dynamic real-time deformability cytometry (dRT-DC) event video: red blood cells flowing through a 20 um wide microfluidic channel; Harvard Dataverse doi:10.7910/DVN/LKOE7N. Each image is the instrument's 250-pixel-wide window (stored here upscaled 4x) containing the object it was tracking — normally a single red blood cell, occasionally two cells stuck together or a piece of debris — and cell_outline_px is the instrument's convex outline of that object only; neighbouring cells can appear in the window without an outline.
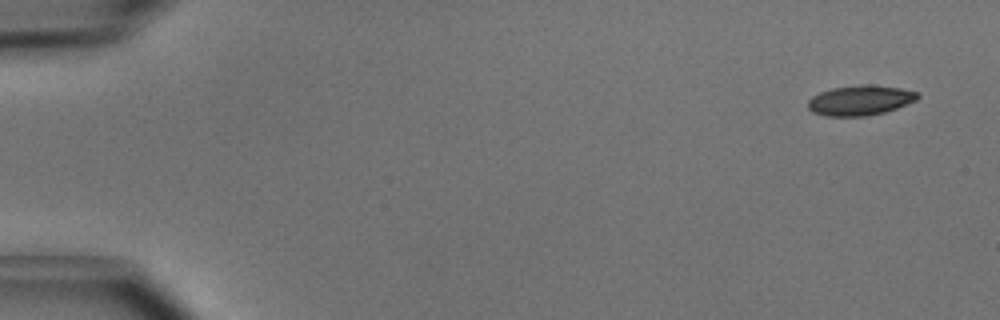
{"species": "common noctule bat (a hibernating species)", "species_latin": "Nyctalus noctula", "temperature_condition": "cold", "stored_images_in_passage": 4, "camera_frame_rate_fps": 3000, "um_per_image_px": 0.085, "animal": {"sex": "male", "body_mass_g": 15.6}, "frame": {"image": 1, "passage_image": 1, "time_ms": 0.0, "image_size_px": [1000, 320], "cell_outline_px": [[920, 96], [916, 100], [896, 108], [884, 112], [864, 116], [824, 116], [812, 112], [808, 108], [808, 100], [812, 96], [820, 92], [832, 88], [860, 84], [872, 84], [900, 88], [916, 92]], "centroid_in_image_um": [73.08, 8.52], "position_along_channel_um": 11.9, "area_um2": 19.19}}
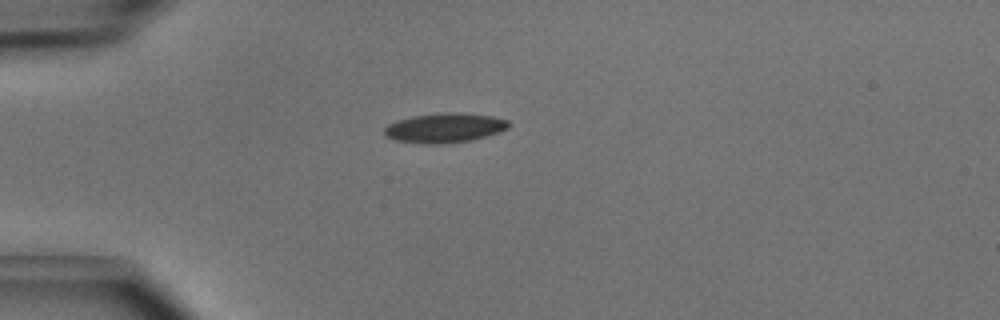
{"frame": {"image": 2, "passage_image": 4, "time_ms": 1.0, "image_size_px": [1000, 320], "cell_outline_px": [[512, 124], [508, 128], [500, 132], [472, 140], [440, 144], [424, 144], [396, 140], [384, 136], [384, 128], [388, 124], [396, 120], [412, 116], [444, 112], [460, 112], [492, 116], [508, 120]], "centroid_in_image_um": [37.8, 10.86], "position_along_channel_um": 47.2, "area_um2": 21.68}}